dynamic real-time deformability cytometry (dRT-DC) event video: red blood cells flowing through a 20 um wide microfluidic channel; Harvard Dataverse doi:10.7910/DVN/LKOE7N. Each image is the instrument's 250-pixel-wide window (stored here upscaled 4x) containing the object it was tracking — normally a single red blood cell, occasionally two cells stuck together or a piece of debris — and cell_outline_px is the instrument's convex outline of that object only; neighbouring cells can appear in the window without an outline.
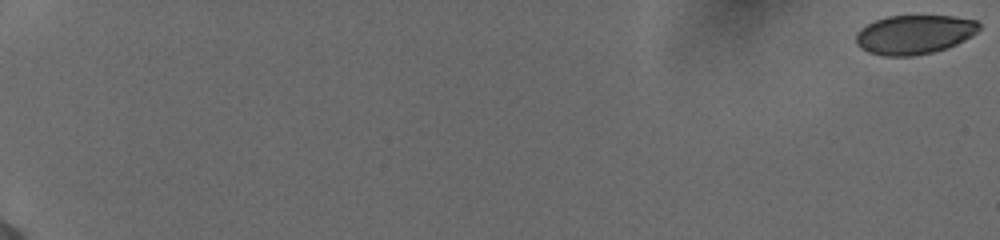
{"species": "human", "species_latin": "Homo sapiens", "temperature_condition": "cold", "stored_images_in_passage": 13, "camera_frame_rate_fps": 3000, "um_per_image_px": 0.085, "donor": {"sex": "female"}, "frame": {"image": 1, "passage_image": 1, "time_ms": 0.0, "image_size_px": [1000, 240], "cell_outline_px": [[980, 28], [972, 36], [956, 44], [932, 52], [912, 56], [884, 56], [868, 52], [860, 48], [856, 44], [856, 32], [860, 28], [876, 20], [888, 16], [952, 16], [976, 20], [980, 24]], "centroid_in_image_um": [77.69, 2.93], "position_along_channel_um": 7.3, "area_um2": 28.03}}